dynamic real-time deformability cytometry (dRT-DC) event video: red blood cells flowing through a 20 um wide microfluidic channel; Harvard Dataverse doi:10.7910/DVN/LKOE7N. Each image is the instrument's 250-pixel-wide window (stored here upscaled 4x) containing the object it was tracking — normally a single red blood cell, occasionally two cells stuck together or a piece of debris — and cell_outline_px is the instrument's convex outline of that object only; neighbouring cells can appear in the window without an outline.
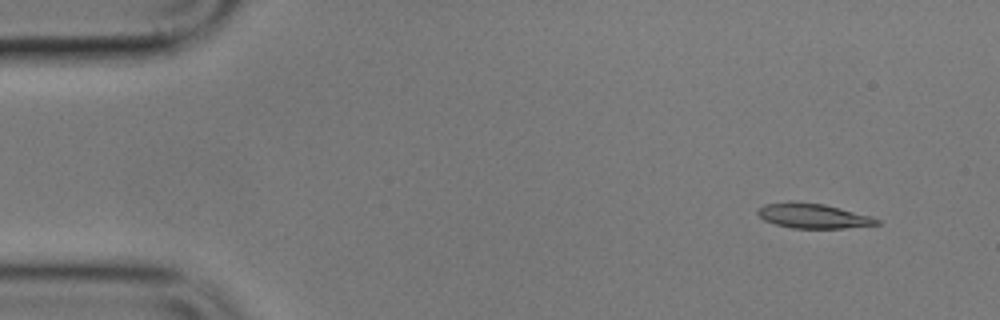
{"species": "common noctule bat (a hibernating species)", "species_latin": "Nyctalus noctula", "temperature_condition": "cold", "stored_images_in_passage": 4, "camera_frame_rate_fps": 3000, "um_per_image_px": 0.085, "animal": {"sex": "male", "body_mass_g": 17.9}, "frame": {"image": 1, "passage_image": 1, "time_ms": 0.0, "image_size_px": [1000, 320], "cell_outline_px": [[880, 224], [844, 228], [792, 228], [776, 224], [764, 220], [756, 212], [764, 204], [788, 200], [796, 200], [824, 204], [872, 216], [880, 220]], "centroid_in_image_um": [69.1, 18.33], "position_along_channel_um": 15.9, "area_um2": 17.4}}
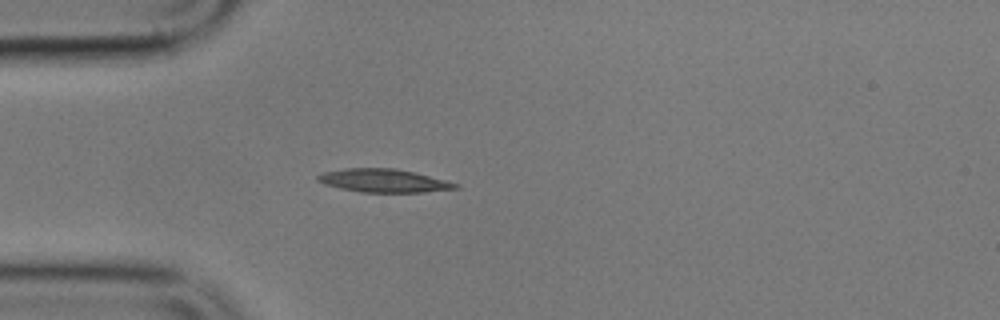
{"frame": {"image": 2, "passage_image": 4, "time_ms": 3.667, "image_size_px": [1000, 320], "cell_outline_px": [[460, 188], [424, 192], [360, 192], [340, 188], [324, 184], [316, 180], [316, 176], [324, 172], [348, 168], [396, 168], [460, 184]], "centroid_in_image_um": [32.59, 15.36], "position_along_channel_um": 52.4, "area_um2": 18.5}}